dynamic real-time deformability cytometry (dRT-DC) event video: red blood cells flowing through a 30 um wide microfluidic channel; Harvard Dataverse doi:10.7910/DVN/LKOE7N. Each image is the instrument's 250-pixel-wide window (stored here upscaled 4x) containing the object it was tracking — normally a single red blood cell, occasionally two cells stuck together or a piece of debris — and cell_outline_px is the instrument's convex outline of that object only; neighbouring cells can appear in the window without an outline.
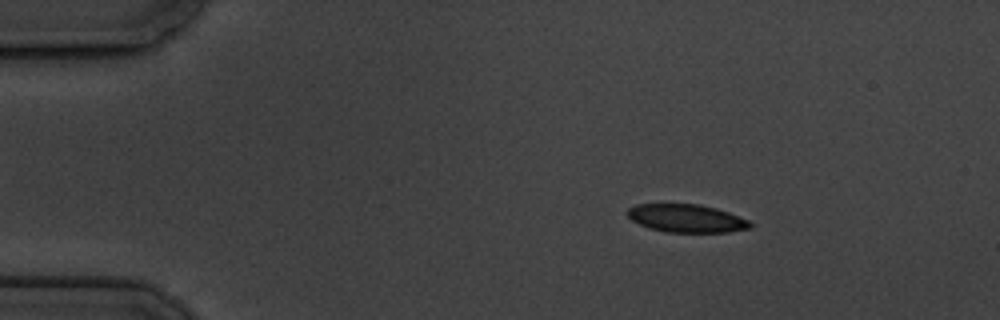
{"species": "common noctule bat (a hibernating species)", "species_latin": "Nyctalus noctula", "temperature_condition": "cold", "stored_images_in_passage": 5, "camera_frame_rate_fps": 3000, "um_per_image_px": 0.085, "animal": {"sex": "male", "body_mass_g": 19.5, "forearm_length_mm": 54.6}, "frame": {"image": 1, "passage_image": 2, "time_ms": 1.333, "image_size_px": [1000, 320], "cell_outline_px": [[752, 228], [728, 232], [664, 232], [648, 228], [632, 220], [628, 216], [628, 208], [636, 204], [700, 204], [716, 208], [728, 212], [748, 220], [752, 224]], "centroid_in_image_um": [58.35, 18.56], "position_along_channel_um": 26.6, "area_um2": 20.06}}
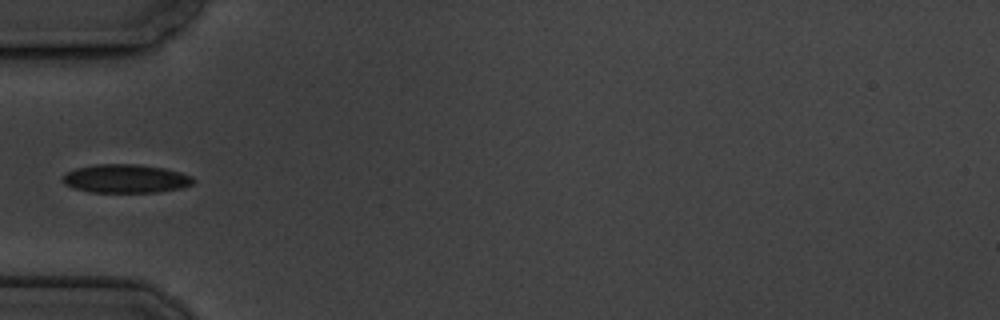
{"frame": {"image": 2, "passage_image": 5, "time_ms": 4.667, "image_size_px": [1000, 320], "cell_outline_px": [[196, 180], [192, 184], [180, 188], [160, 192], [88, 192], [72, 188], [64, 184], [60, 180], [60, 176], [64, 172], [76, 168], [96, 164], [140, 164], [164, 168], [180, 172], [192, 176]], "centroid_in_image_um": [10.62, 15.18], "position_along_channel_um": 74.4, "area_um2": 22.14}}